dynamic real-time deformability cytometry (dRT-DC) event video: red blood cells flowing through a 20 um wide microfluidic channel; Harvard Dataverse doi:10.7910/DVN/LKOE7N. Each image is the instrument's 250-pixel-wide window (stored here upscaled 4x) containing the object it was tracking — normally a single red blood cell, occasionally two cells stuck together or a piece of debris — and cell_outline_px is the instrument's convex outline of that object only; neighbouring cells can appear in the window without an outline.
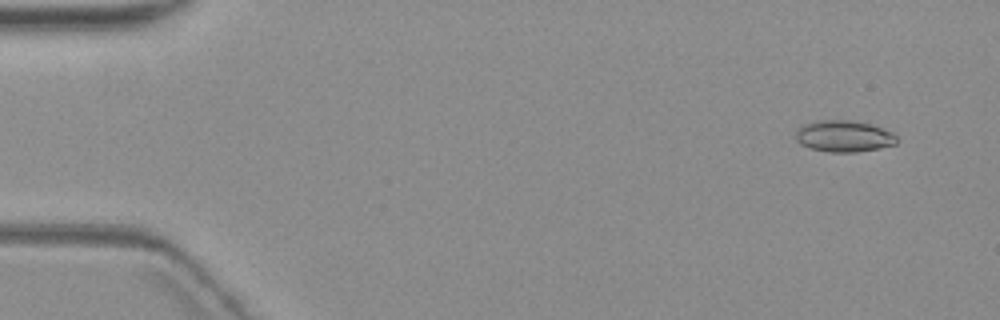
{"species": "common noctule bat (a hibernating species)", "species_latin": "Nyctalus noctula", "temperature_condition": "warm", "stored_images_in_passage": 4, "camera_frame_rate_fps": 3000, "um_per_image_px": 0.085, "animal": {"sex": "female", "body_mass_g": 19.3, "forearm_length_mm": 54.1}, "frame": {"image": 1, "passage_image": 1, "time_ms": 0.0, "image_size_px": [1000, 320], "cell_outline_px": [[900, 140], [896, 144], [880, 148], [856, 152], [828, 152], [812, 148], [800, 144], [796, 140], [796, 132], [800, 124], [820, 120], [848, 120], [868, 124], [892, 132]], "centroid_in_image_um": [71.72, 11.58], "position_along_channel_um": 13.3, "area_um2": 18.55}}
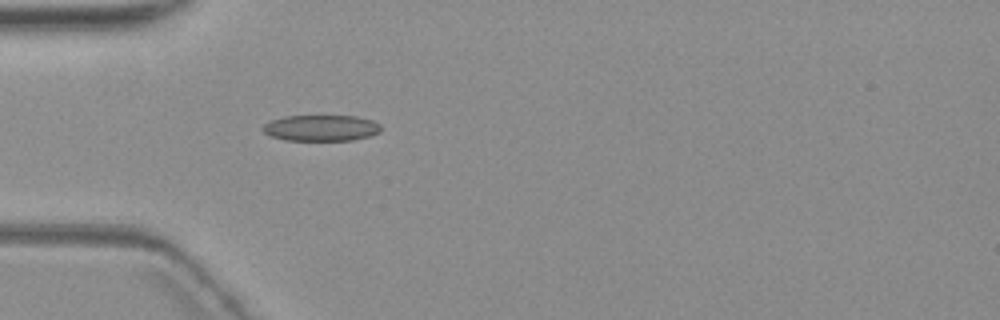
{"frame": {"image": 2, "passage_image": 4, "time_ms": 4.667, "image_size_px": [1000, 320], "cell_outline_px": [[380, 132], [372, 136], [352, 140], [284, 140], [272, 136], [264, 132], [260, 128], [268, 120], [284, 116], [356, 116], [372, 120], [380, 124]], "centroid_in_image_um": [27.28, 10.87], "position_along_channel_um": 57.7, "area_um2": 18.09}}